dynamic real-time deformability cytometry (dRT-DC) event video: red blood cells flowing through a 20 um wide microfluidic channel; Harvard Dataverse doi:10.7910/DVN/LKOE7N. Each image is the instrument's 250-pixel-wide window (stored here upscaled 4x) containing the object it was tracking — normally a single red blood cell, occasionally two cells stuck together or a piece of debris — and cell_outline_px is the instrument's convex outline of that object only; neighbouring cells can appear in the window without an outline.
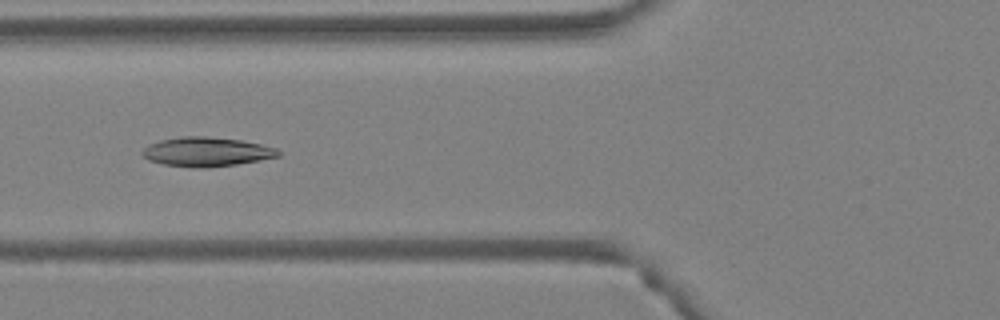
{"species": "Egyptian fruit bat (a non-hibernating species)", "species_latin": "Rousettus aegyptiacus", "temperature_condition": "warm", "stored_images_in_passage": 50, "camera_frame_rate_fps": 3000, "um_per_image_px": 0.085, "animal": {"sex": "female"}, "frame": {"image": 1, "passage_image": 20, "time_ms": 6.333, "image_size_px": [1000, 320], "cell_outline_px": [[280, 156], [260, 160], [236, 164], [208, 168], [200, 168], [164, 164], [148, 160], [140, 152], [148, 144], [160, 140], [180, 136], [204, 136], [240, 140], [260, 144], [276, 148], [280, 152]], "centroid_in_image_um": [17.54, 12.9], "position_along_channel_um": 108.3, "area_um2": 23.12}}
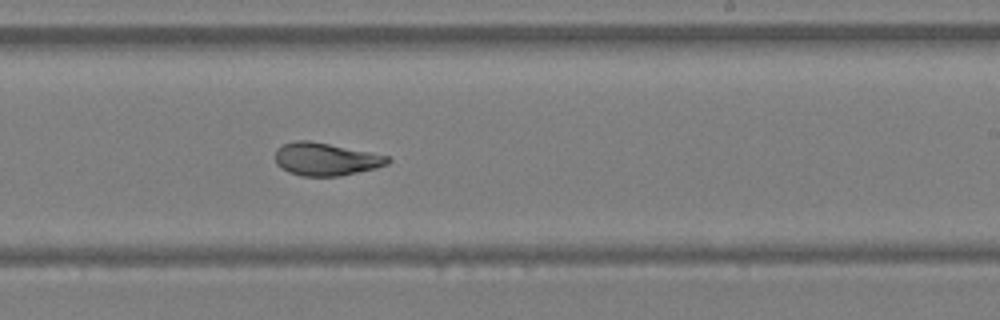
{"frame": {"image": 2, "passage_image": 31, "time_ms": 10.0, "image_size_px": [1000, 320], "cell_outline_px": [[392, 160], [388, 164], [376, 168], [340, 176], [300, 176], [288, 172], [276, 164], [276, 148], [284, 144], [296, 140], [308, 140], [388, 156]], "centroid_in_image_um": [27.67, 13.54], "position_along_channel_um": 261.3, "area_um2": 21.33}}
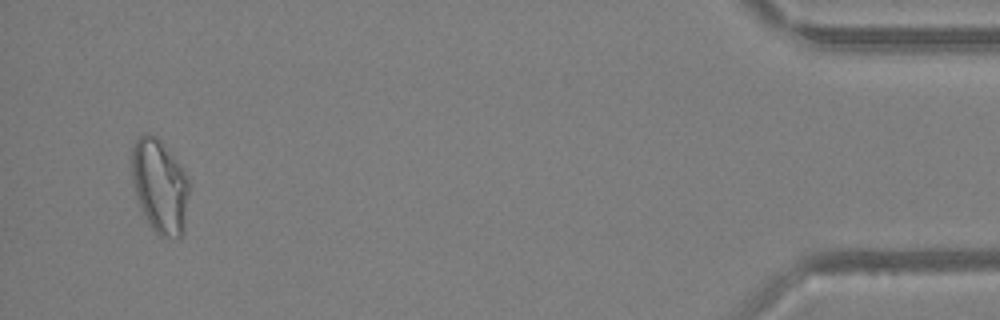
{"frame": {"image": 3, "passage_image": 48, "time_ms": 15.667, "image_size_px": [1000, 320], "cell_outline_px": [[188, 196], [184, 232], [180, 236], [160, 236], [148, 224], [144, 216], [136, 196], [132, 184], [132, 148], [136, 140], [144, 132], [148, 132], [156, 136], [176, 160], [184, 172], [188, 180]], "centroid_in_image_um": [13.56, 15.81], "position_along_channel_um": 421.6, "area_um2": 31.1}, "authors_computed_cell_mechanics": {"area_um2": 24.2471, "velocity_mm_per_s": 4.1844, "shape_relaxation_time_tau1_ms": 8.1421, "shape_relaxation_time_tau2_ms": 1.723, "deformation_change_tau1": 0.2357, "deformation_change_tau2": 0.0663}}